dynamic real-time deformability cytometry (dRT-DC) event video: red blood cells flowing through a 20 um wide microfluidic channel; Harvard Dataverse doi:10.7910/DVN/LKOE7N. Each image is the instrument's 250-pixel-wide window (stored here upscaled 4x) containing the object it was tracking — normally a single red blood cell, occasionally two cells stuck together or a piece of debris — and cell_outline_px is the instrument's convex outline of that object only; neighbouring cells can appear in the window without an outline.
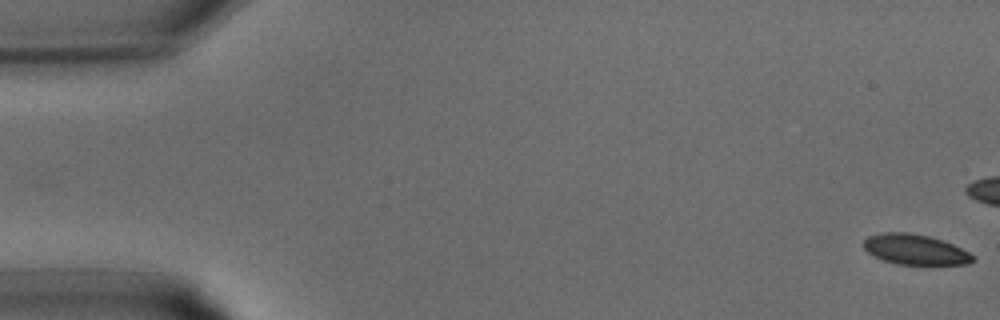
{"species": "common noctule bat (a hibernating species)", "species_latin": "Nyctalus noctula", "temperature_condition": "warm", "stored_images_in_passage": 27, "camera_frame_rate_fps": 3000, "um_per_image_px": 0.085, "animal": {"sex": "male", "body_mass_g": 15.6}, "frame": {"image": 1, "passage_image": 1, "time_ms": 0.0, "image_size_px": [1000, 320], "cell_outline_px": [[976, 260], [968, 264], [896, 264], [872, 256], [864, 248], [864, 240], [868, 236], [884, 232], [908, 232], [928, 236], [944, 240], [976, 256]], "centroid_in_image_um": [77.8, 21.2], "position_along_channel_um": 7.2, "area_um2": 19.31}}
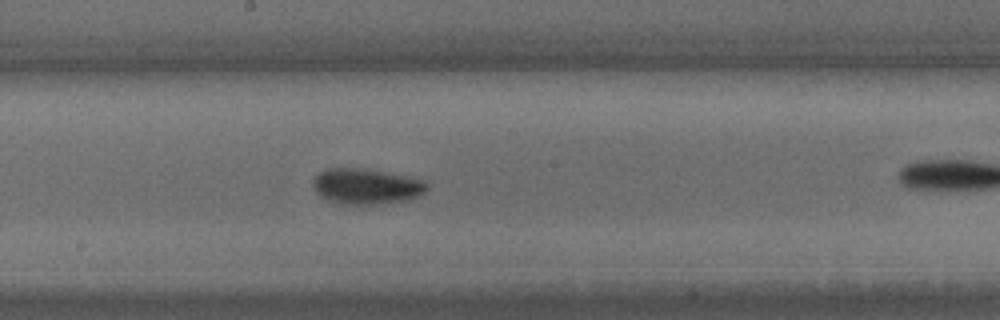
{"frame": {"image": 2, "passage_image": 18, "time_ms": 5.667, "image_size_px": [1000, 320], "cell_outline_px": [[428, 188], [424, 192], [416, 196], [404, 200], [372, 204], [348, 204], [332, 200], [320, 196], [312, 188], [312, 180], [320, 172], [328, 168], [360, 168], [384, 172], [404, 176], [420, 180], [428, 184]], "centroid_in_image_um": [31.08, 15.82], "position_along_channel_um": 217.1, "area_um2": 23.0}}
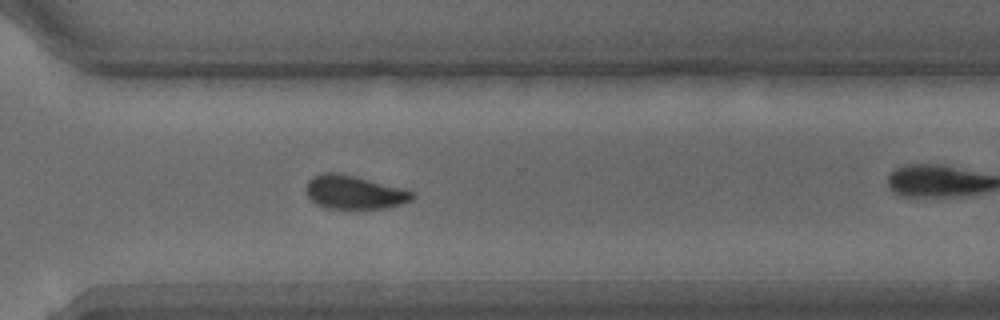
{"frame": {"image": 3, "passage_image": 24, "time_ms": 7.667, "image_size_px": [1000, 320], "cell_outline_px": [[416, 196], [412, 200], [400, 204], [384, 208], [328, 208], [316, 204], [308, 196], [304, 188], [308, 180], [312, 176], [324, 172], [336, 172], [356, 176], [400, 188], [412, 192]], "centroid_in_image_um": [30.05, 16.33], "position_along_channel_um": 340.5, "area_um2": 20.63}}